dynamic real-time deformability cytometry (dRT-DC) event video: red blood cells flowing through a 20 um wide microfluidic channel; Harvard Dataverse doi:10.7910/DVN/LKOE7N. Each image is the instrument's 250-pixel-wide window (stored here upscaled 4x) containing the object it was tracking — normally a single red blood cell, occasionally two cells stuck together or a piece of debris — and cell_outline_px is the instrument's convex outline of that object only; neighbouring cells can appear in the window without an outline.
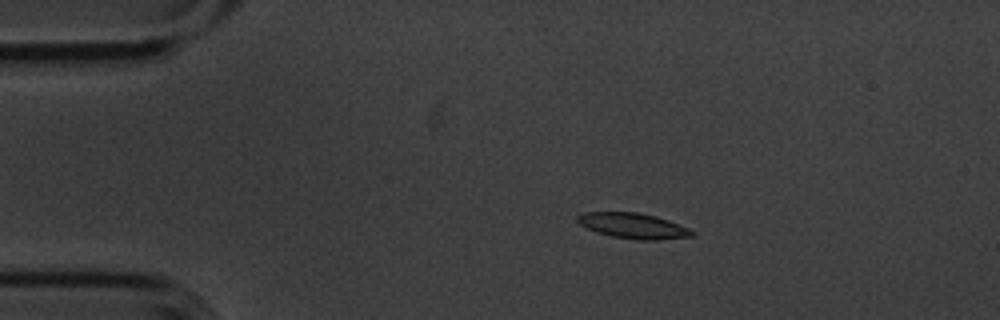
{"species": "common noctule bat (a hibernating species)", "species_latin": "Nyctalus noctula", "temperature_condition": "cold", "stored_images_in_passage": 4, "camera_frame_rate_fps": 3000, "um_per_image_px": 0.085, "animal": {"sex": "male", "body_mass_g": 20.1, "forearm_length_mm": 53.5}, "frame": {"image": 1, "passage_image": 3, "time_ms": 0.667, "image_size_px": [1000, 320], "cell_outline_px": [[696, 232], [692, 236], [656, 240], [636, 240], [612, 236], [596, 232], [580, 224], [576, 220], [576, 216], [584, 212], [640, 212], [656, 216], [668, 220], [688, 228]], "centroid_in_image_um": [53.81, 19.18], "position_along_channel_um": 31.2, "area_um2": 16.99}}